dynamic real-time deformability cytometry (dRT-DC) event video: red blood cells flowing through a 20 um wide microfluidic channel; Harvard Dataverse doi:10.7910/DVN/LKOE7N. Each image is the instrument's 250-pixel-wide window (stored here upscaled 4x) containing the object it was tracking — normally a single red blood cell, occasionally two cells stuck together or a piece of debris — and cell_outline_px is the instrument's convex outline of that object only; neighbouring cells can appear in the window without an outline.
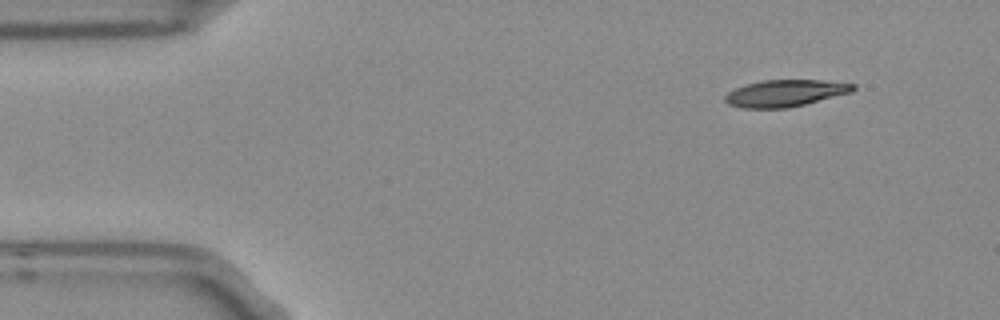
{"species": "Egyptian fruit bat (a non-hibernating species)", "species_latin": "Rousettus aegyptiacus", "temperature_condition": "room temperature", "stored_images_in_passage": 3, "camera_frame_rate_fps": 3000, "um_per_image_px": 0.085, "frame": {"image": 1, "passage_image": 1, "time_ms": 0.0, "image_size_px": [1000, 320], "cell_outline_px": [[856, 88], [852, 92], [804, 104], [784, 108], [740, 108], [728, 104], [724, 100], [724, 96], [728, 92], [744, 84], [764, 80], [820, 80], [856, 84]], "centroid_in_image_um": [66.71, 7.92], "position_along_channel_um": 18.3, "area_um2": 19.94}}